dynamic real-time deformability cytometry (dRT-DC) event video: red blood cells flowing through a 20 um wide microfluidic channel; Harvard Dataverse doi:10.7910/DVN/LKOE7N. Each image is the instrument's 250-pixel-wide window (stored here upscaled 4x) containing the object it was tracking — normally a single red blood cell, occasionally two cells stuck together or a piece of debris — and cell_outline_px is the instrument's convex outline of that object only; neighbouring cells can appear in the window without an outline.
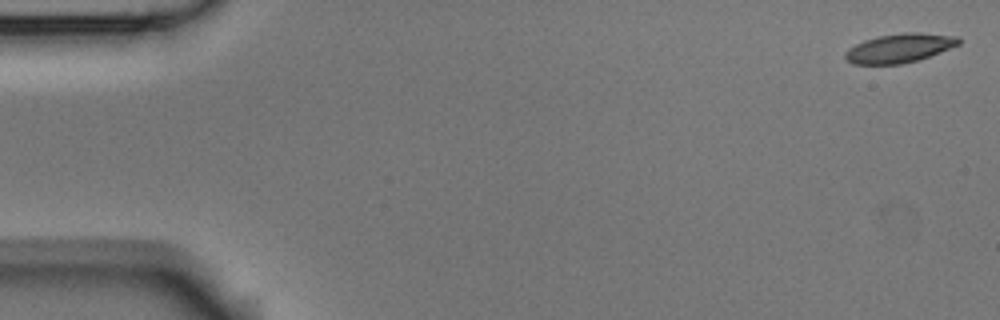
{"species": "Egyptian fruit bat (a non-hibernating species)", "species_latin": "Rousettus aegyptiacus", "temperature_condition": "room temperature", "stored_images_in_passage": 6, "camera_frame_rate_fps": 3000, "um_per_image_px": 0.085, "animal": {"sex": "male"}, "frame": {"image": 1, "passage_image": 1, "time_ms": 0.0, "image_size_px": [1000, 320], "cell_outline_px": [[960, 44], [920, 60], [904, 64], [852, 64], [844, 56], [844, 52], [848, 48], [864, 40], [880, 36], [904, 32], [916, 32], [956, 36], [960, 40]], "centroid_in_image_um": [76.45, 4.1], "position_along_channel_um": 8.6, "area_um2": 19.19}}
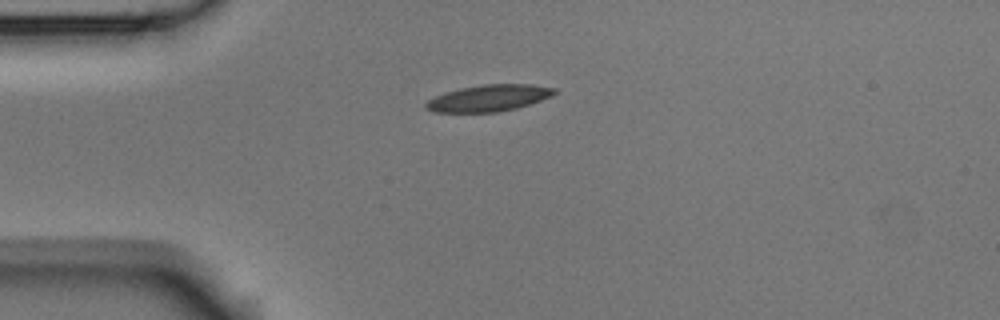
{"frame": {"image": 2, "passage_image": 4, "time_ms": 1.0, "image_size_px": [1000, 320], "cell_outline_px": [[556, 92], [552, 96], [516, 108], [496, 112], [432, 112], [424, 108], [424, 104], [428, 100], [444, 92], [460, 88], [484, 84], [532, 84], [556, 88]], "centroid_in_image_um": [41.52, 8.33], "position_along_channel_um": 43.5, "area_um2": 19.88}}
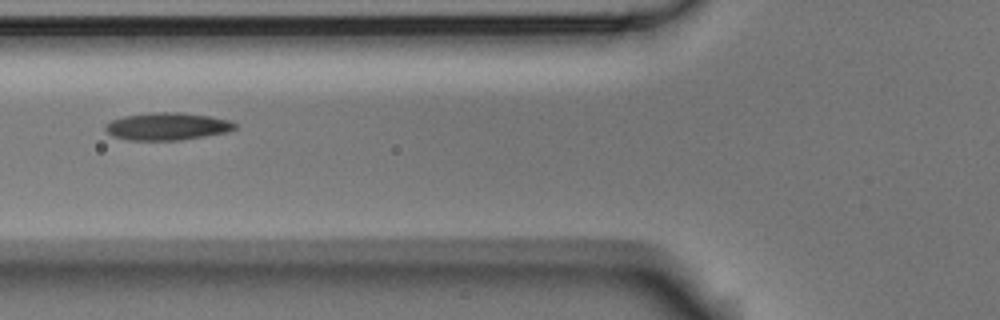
{"frame": {"image": 3, "passage_image": 6, "time_ms": 1.667, "image_size_px": [1000, 320], "cell_outline_px": [[236, 128], [228, 132], [180, 140], [128, 140], [112, 136], [104, 128], [104, 124], [112, 120], [124, 116], [152, 112], [180, 112], [212, 116], [232, 120], [236, 124]], "centroid_in_image_um": [14.23, 10.73], "position_along_channel_um": 111.6, "area_um2": 20.92}}